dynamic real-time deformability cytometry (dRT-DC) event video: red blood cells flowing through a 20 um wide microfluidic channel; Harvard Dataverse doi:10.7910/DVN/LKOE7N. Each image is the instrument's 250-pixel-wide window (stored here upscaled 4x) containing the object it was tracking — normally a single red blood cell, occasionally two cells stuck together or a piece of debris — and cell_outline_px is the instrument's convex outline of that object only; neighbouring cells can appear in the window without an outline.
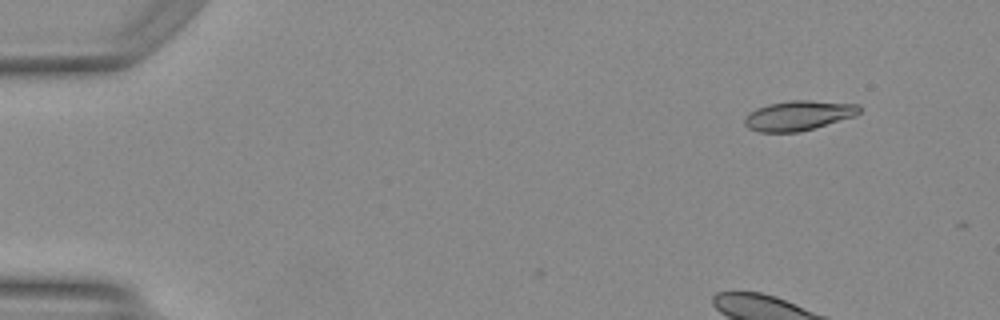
{"species": "Egyptian fruit bat (a non-hibernating species)", "species_latin": "Rousettus aegyptiacus", "temperature_condition": "warm", "stored_images_in_passage": 45, "camera_frame_rate_fps": 3000, "um_per_image_px": 0.085, "animal": {"sex": "female"}, "frame": {"image": 1, "passage_image": 1, "time_ms": 0.0, "image_size_px": [1000, 320], "cell_outline_px": [[860, 112], [856, 116], [800, 132], [760, 132], [748, 128], [744, 124], [744, 116], [748, 112], [756, 108], [768, 104], [788, 100], [808, 100], [856, 104], [860, 108]], "centroid_in_image_um": [67.83, 9.82], "position_along_channel_um": 17.2, "area_um2": 20.06}}